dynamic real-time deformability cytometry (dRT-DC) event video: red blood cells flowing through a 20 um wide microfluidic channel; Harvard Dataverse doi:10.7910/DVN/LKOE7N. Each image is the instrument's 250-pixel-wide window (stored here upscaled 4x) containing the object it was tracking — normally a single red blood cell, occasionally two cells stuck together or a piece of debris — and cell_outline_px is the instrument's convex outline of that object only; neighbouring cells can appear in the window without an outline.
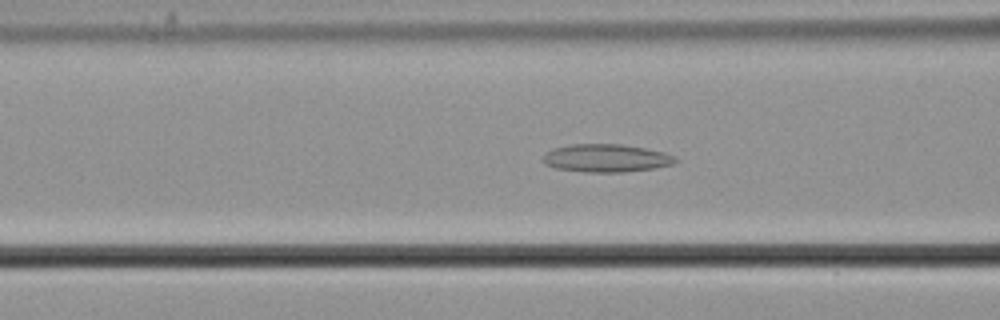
{"species": "common noctule bat (a hibernating species)", "species_latin": "Nyctalus noctula", "temperature_condition": "cold", "stored_images_in_passage": 57, "segment_of_instrument_passage": [1, 2], "camera_frame_rate_fps": 3000, "um_per_image_px": 0.085, "animal": {"sex": "male", "body_mass_g": 21.5, "forearm_length_mm": 52.0}, "frame": {"image": 1, "passage_image": 22, "time_ms": 7.0, "image_size_px": [1000, 320], "cell_outline_px": [[676, 160], [672, 164], [656, 168], [624, 172], [584, 172], [556, 168], [544, 164], [540, 160], [544, 152], [552, 148], [572, 144], [620, 144], [644, 148], [664, 152], [676, 156]], "centroid_in_image_um": [51.46, 13.44], "position_along_channel_um": 115.1, "area_um2": 21.79}}
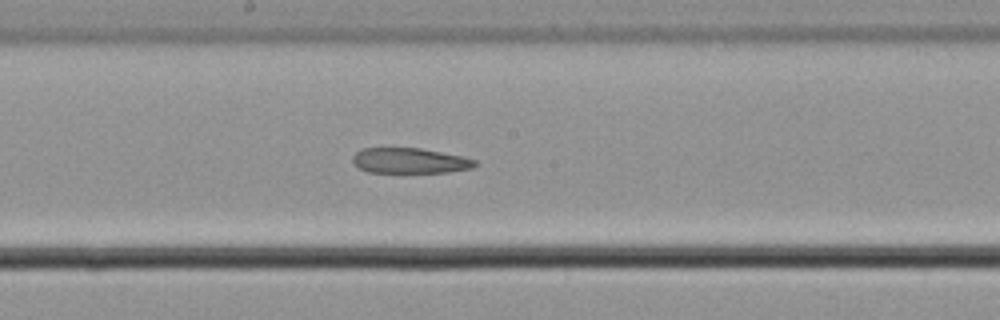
{"frame": {"image": 2, "passage_image": 30, "time_ms": 9.667, "image_size_px": [1000, 320], "cell_outline_px": [[480, 164], [472, 168], [448, 172], [368, 172], [360, 168], [352, 160], [352, 156], [360, 148], [420, 148], [464, 156], [476, 160]], "centroid_in_image_um": [34.87, 13.65], "position_along_channel_um": 213.3, "area_um2": 18.15}}
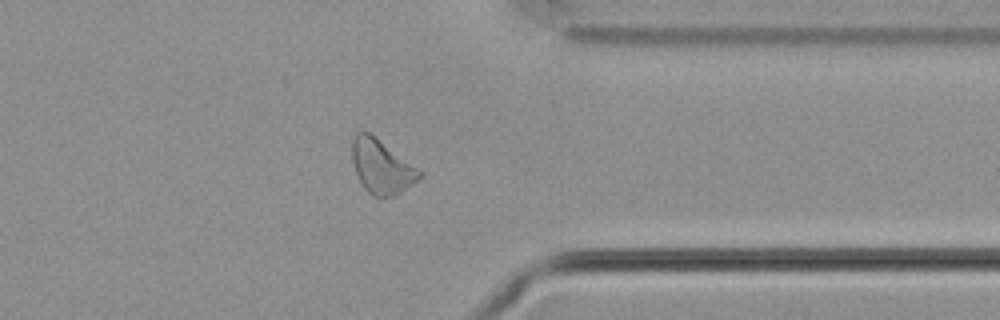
{"frame": {"image": 3, "passage_image": 44, "time_ms": 14.333, "image_size_px": [1000, 320], "cell_outline_px": [[424, 176], [400, 192], [392, 196], [372, 196], [364, 188], [356, 172], [352, 160], [352, 140], [356, 132], [368, 132], [424, 172]], "centroid_in_image_um": [32.44, 14.17], "position_along_channel_um": 379.0, "area_um2": 20.87}}